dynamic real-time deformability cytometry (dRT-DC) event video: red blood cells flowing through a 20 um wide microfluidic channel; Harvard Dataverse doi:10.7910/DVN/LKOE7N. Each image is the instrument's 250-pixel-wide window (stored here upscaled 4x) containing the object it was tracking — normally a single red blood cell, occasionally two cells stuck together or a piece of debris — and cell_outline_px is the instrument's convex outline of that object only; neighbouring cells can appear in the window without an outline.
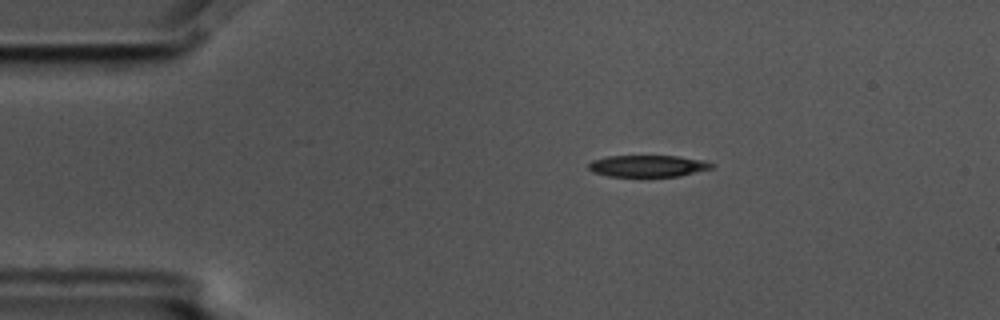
{"species": "common noctule bat (a hibernating species)", "species_latin": "Nyctalus noctula", "temperature_condition": "cold", "stored_images_in_passage": 4, "camera_frame_rate_fps": 3000, "um_per_image_px": 0.085, "animal": {"sex": "male", "body_mass_g": 17.5, "forearm_length_mm": 52.3}, "frame": {"image": 1, "passage_image": 2, "time_ms": 0.333, "image_size_px": [1000, 320], "cell_outline_px": [[716, 164], [712, 168], [680, 176], [608, 176], [592, 172], [588, 168], [588, 164], [592, 160], [608, 156], [676, 156], [704, 160]], "centroid_in_image_um": [55.07, 14.1], "position_along_channel_um": 29.9, "area_um2": 15.55}}
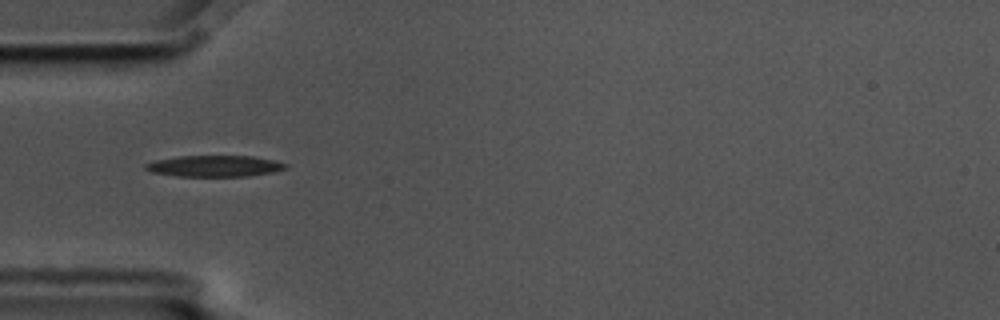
{"frame": {"image": 2, "passage_image": 4, "time_ms": 1.0, "image_size_px": [1000, 320], "cell_outline_px": [[288, 168], [272, 172], [248, 176], [176, 176], [152, 172], [144, 168], [144, 164], [156, 160], [180, 156], [252, 156], [272, 160], [288, 164]], "centroid_in_image_um": [18.24, 14.11], "position_along_channel_um": 66.8, "area_um2": 17.22}}